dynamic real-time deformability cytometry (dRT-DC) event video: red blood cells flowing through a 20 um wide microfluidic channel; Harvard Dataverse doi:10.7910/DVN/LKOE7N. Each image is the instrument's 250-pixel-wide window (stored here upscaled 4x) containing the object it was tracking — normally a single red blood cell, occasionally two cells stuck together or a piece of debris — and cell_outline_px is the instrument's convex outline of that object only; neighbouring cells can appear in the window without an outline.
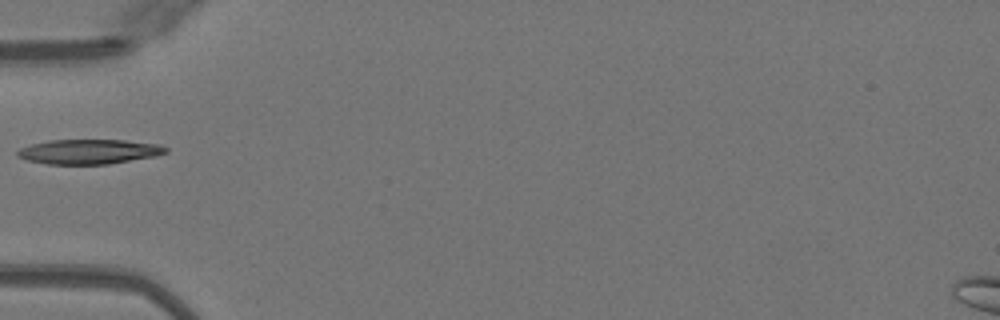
{"species": "Egyptian fruit bat (a non-hibernating species)", "species_latin": "Rousettus aegyptiacus", "temperature_condition": "warm", "stored_images_in_passage": 34, "camera_frame_rate_fps": 3000, "um_per_image_px": 0.085, "animal": {"sex": "female"}, "frame": {"image": 1, "passage_image": 1, "time_ms": 0.0, "image_size_px": [1000, 320], "cell_outline_px": [[168, 152], [156, 156], [108, 164], [48, 164], [24, 160], [16, 156], [16, 152], [20, 148], [32, 144], [52, 140], [124, 140], [160, 144], [168, 148]], "centroid_in_image_um": [7.56, 12.89], "position_along_channel_um": 77.4, "area_um2": 21.44}}
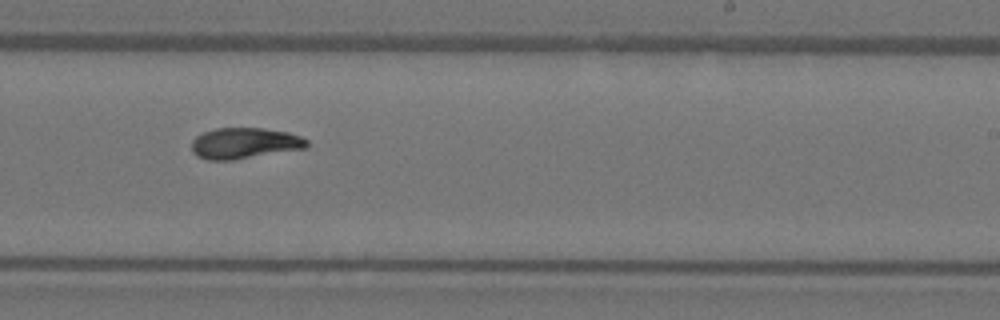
{"frame": {"image": 2, "passage_image": 15, "time_ms": 4.667, "image_size_px": [1000, 320], "cell_outline_px": [[308, 144], [304, 148], [232, 160], [208, 160], [196, 156], [192, 152], [192, 140], [196, 136], [204, 132], [216, 128], [264, 128], [288, 132], [300, 136], [308, 140]], "centroid_in_image_um": [20.75, 12.17], "position_along_channel_um": 268.3, "area_um2": 20.69}}
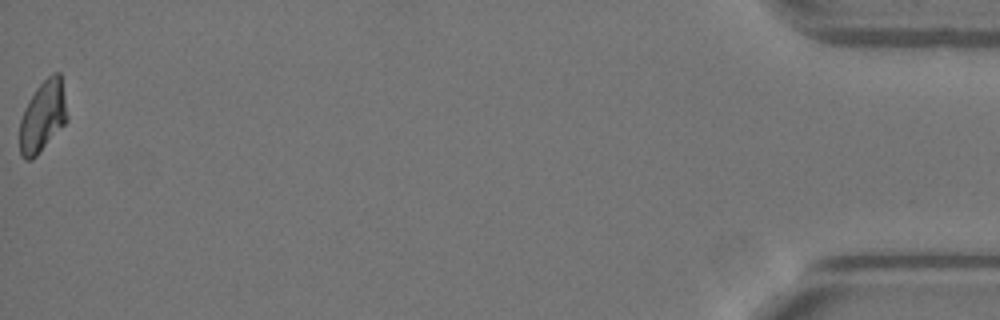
{"frame": {"image": 3, "passage_image": 34, "time_ms": 11.0, "image_size_px": [1000, 320], "cell_outline_px": [[68, 120], [36, 156], [32, 160], [24, 160], [20, 156], [20, 120], [24, 108], [36, 88], [52, 72], [60, 72], [68, 116]], "centroid_in_image_um": [3.63, 9.9], "position_along_channel_um": 431.6, "area_um2": 19.65}}